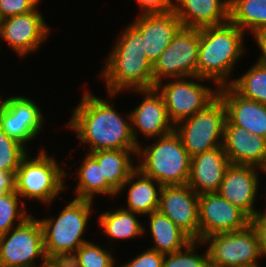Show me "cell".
Wrapping results in <instances>:
<instances>
[{"label":"cell","instance_id":"6da1fadb","mask_svg":"<svg viewBox=\"0 0 266 267\" xmlns=\"http://www.w3.org/2000/svg\"><path fill=\"white\" fill-rule=\"evenodd\" d=\"M110 101L85 92L67 126L90 145V152L107 149L138 150L132 134L131 114L123 119Z\"/></svg>","mask_w":266,"mask_h":267},{"label":"cell","instance_id":"7a4b0ae2","mask_svg":"<svg viewBox=\"0 0 266 267\" xmlns=\"http://www.w3.org/2000/svg\"><path fill=\"white\" fill-rule=\"evenodd\" d=\"M244 32L230 20L217 26L200 28L197 76L213 80L217 88L231 85L230 72L244 53Z\"/></svg>","mask_w":266,"mask_h":267},{"label":"cell","instance_id":"3957f363","mask_svg":"<svg viewBox=\"0 0 266 267\" xmlns=\"http://www.w3.org/2000/svg\"><path fill=\"white\" fill-rule=\"evenodd\" d=\"M92 202L75 199L55 219L39 220L43 229L44 251L49 262H66L85 242L82 237Z\"/></svg>","mask_w":266,"mask_h":267},{"label":"cell","instance_id":"277c9868","mask_svg":"<svg viewBox=\"0 0 266 267\" xmlns=\"http://www.w3.org/2000/svg\"><path fill=\"white\" fill-rule=\"evenodd\" d=\"M142 148L139 144L135 155L142 156V161L144 160L137 166L144 175L158 181L162 186L188 184L191 157L175 131Z\"/></svg>","mask_w":266,"mask_h":267},{"label":"cell","instance_id":"5b68a950","mask_svg":"<svg viewBox=\"0 0 266 267\" xmlns=\"http://www.w3.org/2000/svg\"><path fill=\"white\" fill-rule=\"evenodd\" d=\"M26 154L15 173V192L22 198H32L50 204L65 188L67 176L54 158L43 149L34 159Z\"/></svg>","mask_w":266,"mask_h":267},{"label":"cell","instance_id":"8992f818","mask_svg":"<svg viewBox=\"0 0 266 267\" xmlns=\"http://www.w3.org/2000/svg\"><path fill=\"white\" fill-rule=\"evenodd\" d=\"M225 121L226 107L217 96L203 110L177 123L174 131L181 138L189 156L193 157L222 146Z\"/></svg>","mask_w":266,"mask_h":267},{"label":"cell","instance_id":"52a82bcc","mask_svg":"<svg viewBox=\"0 0 266 267\" xmlns=\"http://www.w3.org/2000/svg\"><path fill=\"white\" fill-rule=\"evenodd\" d=\"M199 44L200 29L182 26L153 64V88L165 77L205 81L197 76Z\"/></svg>","mask_w":266,"mask_h":267},{"label":"cell","instance_id":"ba28073f","mask_svg":"<svg viewBox=\"0 0 266 267\" xmlns=\"http://www.w3.org/2000/svg\"><path fill=\"white\" fill-rule=\"evenodd\" d=\"M11 232V233H10ZM43 260L39 267L49 261L44 251L43 229L33 216L18 223L5 234L0 235V264L5 267H36L35 259Z\"/></svg>","mask_w":266,"mask_h":267},{"label":"cell","instance_id":"9c48e42d","mask_svg":"<svg viewBox=\"0 0 266 267\" xmlns=\"http://www.w3.org/2000/svg\"><path fill=\"white\" fill-rule=\"evenodd\" d=\"M202 242H210L209 264L217 267L255 266L262 256L258 236L250 224L242 230L212 234Z\"/></svg>","mask_w":266,"mask_h":267},{"label":"cell","instance_id":"30bf717a","mask_svg":"<svg viewBox=\"0 0 266 267\" xmlns=\"http://www.w3.org/2000/svg\"><path fill=\"white\" fill-rule=\"evenodd\" d=\"M100 78L105 79L109 96L129 89L153 88V63L141 53H110Z\"/></svg>","mask_w":266,"mask_h":267},{"label":"cell","instance_id":"8fae6325","mask_svg":"<svg viewBox=\"0 0 266 267\" xmlns=\"http://www.w3.org/2000/svg\"><path fill=\"white\" fill-rule=\"evenodd\" d=\"M155 88L162 95L174 126L203 110L218 96V88L214 92L207 86L189 81L187 77L175 78L165 85L160 82Z\"/></svg>","mask_w":266,"mask_h":267},{"label":"cell","instance_id":"7c38bea8","mask_svg":"<svg viewBox=\"0 0 266 267\" xmlns=\"http://www.w3.org/2000/svg\"><path fill=\"white\" fill-rule=\"evenodd\" d=\"M199 241L216 234L238 231L250 224V217L217 192L199 194Z\"/></svg>","mask_w":266,"mask_h":267},{"label":"cell","instance_id":"4fadbf2b","mask_svg":"<svg viewBox=\"0 0 266 267\" xmlns=\"http://www.w3.org/2000/svg\"><path fill=\"white\" fill-rule=\"evenodd\" d=\"M41 109L31 99L11 96L0 102V128L25 148L40 133L43 124Z\"/></svg>","mask_w":266,"mask_h":267},{"label":"cell","instance_id":"5bb4252c","mask_svg":"<svg viewBox=\"0 0 266 267\" xmlns=\"http://www.w3.org/2000/svg\"><path fill=\"white\" fill-rule=\"evenodd\" d=\"M199 195L188 185H166L160 192L158 210L199 241Z\"/></svg>","mask_w":266,"mask_h":267},{"label":"cell","instance_id":"9a60e30c","mask_svg":"<svg viewBox=\"0 0 266 267\" xmlns=\"http://www.w3.org/2000/svg\"><path fill=\"white\" fill-rule=\"evenodd\" d=\"M49 26L37 9L1 20L0 37L19 56L37 51L49 34Z\"/></svg>","mask_w":266,"mask_h":267},{"label":"cell","instance_id":"2e32d148","mask_svg":"<svg viewBox=\"0 0 266 267\" xmlns=\"http://www.w3.org/2000/svg\"><path fill=\"white\" fill-rule=\"evenodd\" d=\"M133 91L146 95L141 104L130 112L132 134L136 143L138 130L147 138H158L174 131L175 126L169 119L164 99L156 88Z\"/></svg>","mask_w":266,"mask_h":267},{"label":"cell","instance_id":"e0dca14e","mask_svg":"<svg viewBox=\"0 0 266 267\" xmlns=\"http://www.w3.org/2000/svg\"><path fill=\"white\" fill-rule=\"evenodd\" d=\"M222 147L231 164L256 166L266 173V138L226 119Z\"/></svg>","mask_w":266,"mask_h":267},{"label":"cell","instance_id":"ac0fdd59","mask_svg":"<svg viewBox=\"0 0 266 267\" xmlns=\"http://www.w3.org/2000/svg\"><path fill=\"white\" fill-rule=\"evenodd\" d=\"M256 166L230 164L217 193L242 209L250 218L256 213L254 201L259 187Z\"/></svg>","mask_w":266,"mask_h":267},{"label":"cell","instance_id":"d6986e66","mask_svg":"<svg viewBox=\"0 0 266 267\" xmlns=\"http://www.w3.org/2000/svg\"><path fill=\"white\" fill-rule=\"evenodd\" d=\"M132 25L141 33L144 52L153 64L182 27L174 10L167 13L141 14Z\"/></svg>","mask_w":266,"mask_h":267},{"label":"cell","instance_id":"ffe728a7","mask_svg":"<svg viewBox=\"0 0 266 267\" xmlns=\"http://www.w3.org/2000/svg\"><path fill=\"white\" fill-rule=\"evenodd\" d=\"M226 107V119L249 133L266 138V105L238 94L230 85L218 88Z\"/></svg>","mask_w":266,"mask_h":267},{"label":"cell","instance_id":"44dd1931","mask_svg":"<svg viewBox=\"0 0 266 267\" xmlns=\"http://www.w3.org/2000/svg\"><path fill=\"white\" fill-rule=\"evenodd\" d=\"M222 146L191 157L188 185L199 195L217 192L230 166Z\"/></svg>","mask_w":266,"mask_h":267},{"label":"cell","instance_id":"7402d4cb","mask_svg":"<svg viewBox=\"0 0 266 267\" xmlns=\"http://www.w3.org/2000/svg\"><path fill=\"white\" fill-rule=\"evenodd\" d=\"M229 4L230 0H176L174 12L183 27L200 29L228 22Z\"/></svg>","mask_w":266,"mask_h":267},{"label":"cell","instance_id":"603a6c76","mask_svg":"<svg viewBox=\"0 0 266 267\" xmlns=\"http://www.w3.org/2000/svg\"><path fill=\"white\" fill-rule=\"evenodd\" d=\"M136 178L138 180L135 181ZM133 180L135 182H133ZM127 185L130 186L127 197L128 209L126 210L145 216L158 210L160 192L163 187L158 181L144 175L136 168L124 182L117 194L122 192Z\"/></svg>","mask_w":266,"mask_h":267},{"label":"cell","instance_id":"cb8c5ba5","mask_svg":"<svg viewBox=\"0 0 266 267\" xmlns=\"http://www.w3.org/2000/svg\"><path fill=\"white\" fill-rule=\"evenodd\" d=\"M137 150L107 149L90 152L89 154L101 167L102 178L118 192L130 174L137 168L131 154Z\"/></svg>","mask_w":266,"mask_h":267},{"label":"cell","instance_id":"d4e9b609","mask_svg":"<svg viewBox=\"0 0 266 267\" xmlns=\"http://www.w3.org/2000/svg\"><path fill=\"white\" fill-rule=\"evenodd\" d=\"M150 232L154 240L152 250L162 254L175 253L193 241L184 231L159 210L147 215Z\"/></svg>","mask_w":266,"mask_h":267},{"label":"cell","instance_id":"484cf974","mask_svg":"<svg viewBox=\"0 0 266 267\" xmlns=\"http://www.w3.org/2000/svg\"><path fill=\"white\" fill-rule=\"evenodd\" d=\"M99 215V226L103 228L109 239H130L141 236L145 232L144 226L139 222L136 213L126 208L112 209Z\"/></svg>","mask_w":266,"mask_h":267},{"label":"cell","instance_id":"4316f807","mask_svg":"<svg viewBox=\"0 0 266 267\" xmlns=\"http://www.w3.org/2000/svg\"><path fill=\"white\" fill-rule=\"evenodd\" d=\"M77 171L79 182L77 183L75 199L93 200L94 194L116 196L117 192L102 178L101 167L98 162L88 154Z\"/></svg>","mask_w":266,"mask_h":267},{"label":"cell","instance_id":"83f0119b","mask_svg":"<svg viewBox=\"0 0 266 267\" xmlns=\"http://www.w3.org/2000/svg\"><path fill=\"white\" fill-rule=\"evenodd\" d=\"M229 20L242 31L254 34L266 27V0H230Z\"/></svg>","mask_w":266,"mask_h":267},{"label":"cell","instance_id":"f1b7e54d","mask_svg":"<svg viewBox=\"0 0 266 267\" xmlns=\"http://www.w3.org/2000/svg\"><path fill=\"white\" fill-rule=\"evenodd\" d=\"M242 97L266 105V65L256 62L230 85Z\"/></svg>","mask_w":266,"mask_h":267},{"label":"cell","instance_id":"f546056e","mask_svg":"<svg viewBox=\"0 0 266 267\" xmlns=\"http://www.w3.org/2000/svg\"><path fill=\"white\" fill-rule=\"evenodd\" d=\"M107 251L89 241L83 243L66 261L70 267H114L115 258Z\"/></svg>","mask_w":266,"mask_h":267},{"label":"cell","instance_id":"4dcf8cb0","mask_svg":"<svg viewBox=\"0 0 266 267\" xmlns=\"http://www.w3.org/2000/svg\"><path fill=\"white\" fill-rule=\"evenodd\" d=\"M26 148L0 128V170L16 173Z\"/></svg>","mask_w":266,"mask_h":267},{"label":"cell","instance_id":"1f68e13d","mask_svg":"<svg viewBox=\"0 0 266 267\" xmlns=\"http://www.w3.org/2000/svg\"><path fill=\"white\" fill-rule=\"evenodd\" d=\"M21 199L16 192L6 193L0 197V235L7 233L14 228L15 219L23 223L31 215L22 209L18 211V204Z\"/></svg>","mask_w":266,"mask_h":267},{"label":"cell","instance_id":"d6a6232c","mask_svg":"<svg viewBox=\"0 0 266 267\" xmlns=\"http://www.w3.org/2000/svg\"><path fill=\"white\" fill-rule=\"evenodd\" d=\"M197 243L201 244L202 241L193 240L185 249L183 248L175 253L164 254L162 267H207L209 264L208 251H205L203 255L196 254L194 248Z\"/></svg>","mask_w":266,"mask_h":267},{"label":"cell","instance_id":"836d02e7","mask_svg":"<svg viewBox=\"0 0 266 267\" xmlns=\"http://www.w3.org/2000/svg\"><path fill=\"white\" fill-rule=\"evenodd\" d=\"M117 41L111 53H141L143 58H147V54L144 52L143 37L132 24L128 25Z\"/></svg>","mask_w":266,"mask_h":267},{"label":"cell","instance_id":"e575fe53","mask_svg":"<svg viewBox=\"0 0 266 267\" xmlns=\"http://www.w3.org/2000/svg\"><path fill=\"white\" fill-rule=\"evenodd\" d=\"M39 0H0L1 20L35 10Z\"/></svg>","mask_w":266,"mask_h":267},{"label":"cell","instance_id":"d590c367","mask_svg":"<svg viewBox=\"0 0 266 267\" xmlns=\"http://www.w3.org/2000/svg\"><path fill=\"white\" fill-rule=\"evenodd\" d=\"M164 254L152 249H147L131 261L120 267H162Z\"/></svg>","mask_w":266,"mask_h":267},{"label":"cell","instance_id":"8d00e7d4","mask_svg":"<svg viewBox=\"0 0 266 267\" xmlns=\"http://www.w3.org/2000/svg\"><path fill=\"white\" fill-rule=\"evenodd\" d=\"M250 225L254 228L259 241L262 256L266 255V210L261 213L259 210L250 218Z\"/></svg>","mask_w":266,"mask_h":267},{"label":"cell","instance_id":"74e56055","mask_svg":"<svg viewBox=\"0 0 266 267\" xmlns=\"http://www.w3.org/2000/svg\"><path fill=\"white\" fill-rule=\"evenodd\" d=\"M142 14L167 13L174 10L172 0H137Z\"/></svg>","mask_w":266,"mask_h":267},{"label":"cell","instance_id":"f35d334b","mask_svg":"<svg viewBox=\"0 0 266 267\" xmlns=\"http://www.w3.org/2000/svg\"><path fill=\"white\" fill-rule=\"evenodd\" d=\"M253 35L255 36L254 38H256L257 45L262 53L257 62L266 65V27L259 29Z\"/></svg>","mask_w":266,"mask_h":267},{"label":"cell","instance_id":"ab89813d","mask_svg":"<svg viewBox=\"0 0 266 267\" xmlns=\"http://www.w3.org/2000/svg\"><path fill=\"white\" fill-rule=\"evenodd\" d=\"M0 187L7 193L15 192V174L0 170Z\"/></svg>","mask_w":266,"mask_h":267},{"label":"cell","instance_id":"60d3db41","mask_svg":"<svg viewBox=\"0 0 266 267\" xmlns=\"http://www.w3.org/2000/svg\"><path fill=\"white\" fill-rule=\"evenodd\" d=\"M44 267H67V263L66 262H49Z\"/></svg>","mask_w":266,"mask_h":267},{"label":"cell","instance_id":"b9f144b4","mask_svg":"<svg viewBox=\"0 0 266 267\" xmlns=\"http://www.w3.org/2000/svg\"><path fill=\"white\" fill-rule=\"evenodd\" d=\"M6 193L7 192L2 187H0V197L3 196Z\"/></svg>","mask_w":266,"mask_h":267},{"label":"cell","instance_id":"7bdbcfd3","mask_svg":"<svg viewBox=\"0 0 266 267\" xmlns=\"http://www.w3.org/2000/svg\"><path fill=\"white\" fill-rule=\"evenodd\" d=\"M207 267H217V266H213V265H211V264H208Z\"/></svg>","mask_w":266,"mask_h":267}]
</instances>
